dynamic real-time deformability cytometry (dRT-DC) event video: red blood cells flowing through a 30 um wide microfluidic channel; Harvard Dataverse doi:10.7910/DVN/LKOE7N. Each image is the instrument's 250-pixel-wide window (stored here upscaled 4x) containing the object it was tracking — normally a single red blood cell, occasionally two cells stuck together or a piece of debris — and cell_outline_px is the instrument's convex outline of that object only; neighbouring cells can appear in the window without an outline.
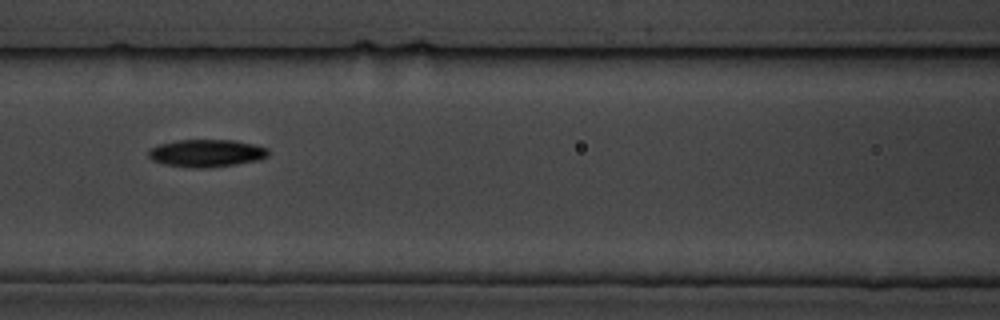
{"species": "common noctule bat (a hibernating species)", "species_latin": "Nyctalus noctula", "temperature_condition": "cold", "stored_images_in_passage": 6, "camera_frame_rate_fps": 3000, "um_per_image_px": 0.085, "animal": {"sex": "male", "body_mass_g": 19.5, "forearm_length_mm": 54.6}, "frame": {"image": 1, "passage_image": 6, "time_ms": 6.0, "image_size_px": [1000, 320], "cell_outline_px": [[268, 156], [260, 160], [236, 164], [208, 168], [192, 168], [164, 164], [152, 160], [148, 156], [148, 152], [152, 148], [160, 144], [176, 140], [232, 140], [252, 144], [268, 148]], "centroid_in_image_um": [17.55, 13.03], "position_along_channel_um": 149.0, "area_um2": 19.19}}